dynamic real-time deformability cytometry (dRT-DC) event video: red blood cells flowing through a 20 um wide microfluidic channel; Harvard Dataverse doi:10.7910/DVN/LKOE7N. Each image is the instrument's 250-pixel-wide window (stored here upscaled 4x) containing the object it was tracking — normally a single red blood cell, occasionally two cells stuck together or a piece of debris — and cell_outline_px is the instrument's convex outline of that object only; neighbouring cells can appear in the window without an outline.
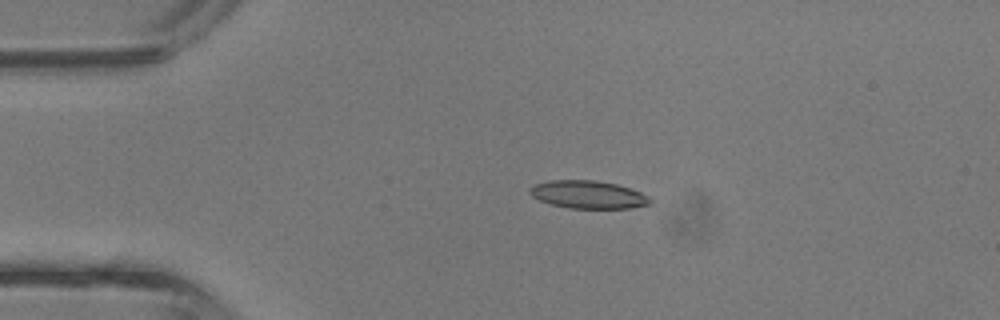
{"species": "common noctule bat (a hibernating species)", "species_latin": "Nyctalus noctula", "temperature_condition": "room temperature", "stored_images_in_passage": 5, "camera_frame_rate_fps": 3000, "um_per_image_px": 0.085, "animal": {"sex": "male", "body_mass_g": 13.3}, "frame": {"image": 1, "passage_image": 3, "time_ms": 0.667, "image_size_px": [1000, 320], "cell_outline_px": [[652, 204], [632, 208], [568, 208], [552, 204], [540, 200], [532, 196], [528, 192], [536, 184], [548, 180], [596, 180], [616, 184], [640, 192], [648, 196], [652, 200]], "centroid_in_image_um": [50.02, 16.54], "position_along_channel_um": 35.0, "area_um2": 19.42}}
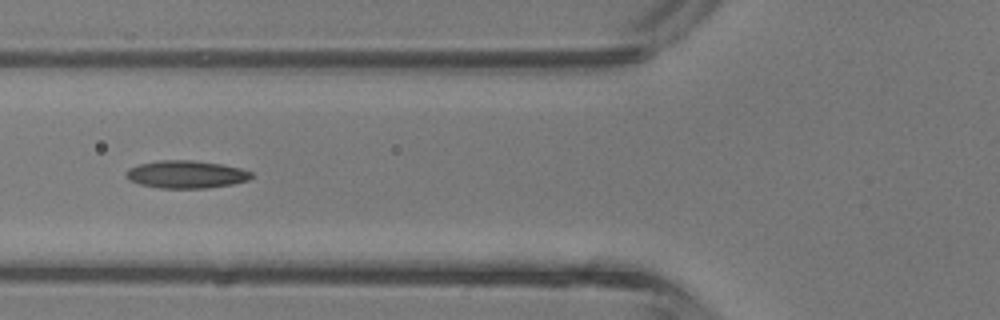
{"frame": {"image": 2, "passage_image": 5, "time_ms": 1.333, "image_size_px": [1000, 320], "cell_outline_px": [[252, 176], [248, 180], [232, 184], [208, 188], [160, 188], [140, 184], [128, 180], [124, 176], [124, 172], [128, 168], [140, 164], [160, 160], [192, 160], [220, 164], [240, 168], [252, 172]], "centroid_in_image_um": [15.78, 14.82], "position_along_channel_um": 110.0, "area_um2": 20.23}}